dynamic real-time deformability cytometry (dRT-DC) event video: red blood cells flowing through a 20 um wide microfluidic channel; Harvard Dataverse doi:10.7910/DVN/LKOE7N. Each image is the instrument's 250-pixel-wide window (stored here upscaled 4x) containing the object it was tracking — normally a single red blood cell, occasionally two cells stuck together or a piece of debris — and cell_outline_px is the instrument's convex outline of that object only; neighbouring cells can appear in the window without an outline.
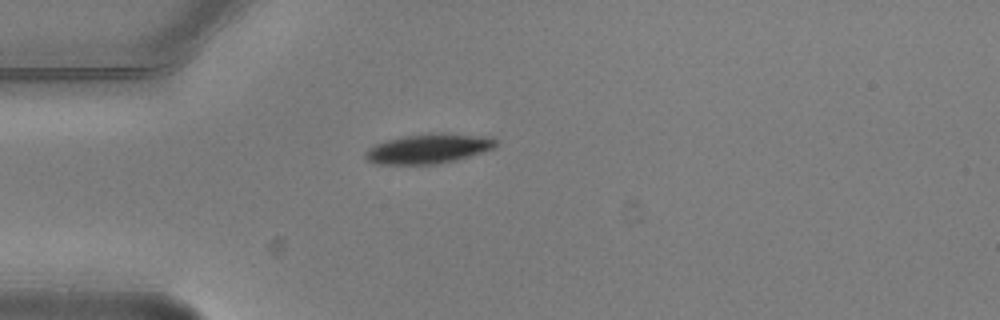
{"species": "common noctule bat (a hibernating species)", "species_latin": "Nyctalus noctula", "temperature_condition": "warm", "stored_images_in_passage": 5, "camera_frame_rate_fps": 3000, "um_per_image_px": 0.085, "animal": {"sex": "male", "body_mass_g": 20.5, "forearm_length_mm": 52.5}, "frame": {"image": 1, "passage_image": 5, "time_ms": 1.333, "image_size_px": [1000, 320], "cell_outline_px": [[496, 148], [456, 160], [436, 164], [372, 164], [364, 156], [364, 152], [368, 148], [376, 144], [388, 140], [404, 136], [432, 132], [444, 132], [492, 136], [496, 140]], "centroid_in_image_um": [36.46, 12.62], "position_along_channel_um": 48.5, "area_um2": 22.95}}